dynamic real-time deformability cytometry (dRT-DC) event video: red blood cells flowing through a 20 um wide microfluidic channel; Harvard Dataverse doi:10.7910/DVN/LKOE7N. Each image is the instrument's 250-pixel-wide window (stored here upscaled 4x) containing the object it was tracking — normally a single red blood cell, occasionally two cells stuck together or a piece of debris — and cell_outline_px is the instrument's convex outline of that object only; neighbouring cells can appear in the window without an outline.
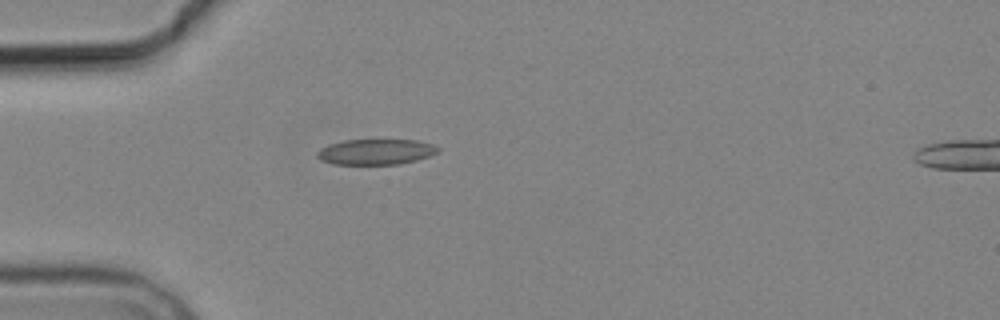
{"species": "common noctule bat (a hibernating species)", "species_latin": "Nyctalus noctula", "temperature_condition": "cold", "stored_images_in_passage": 1, "camera_frame_rate_fps": 3000, "um_per_image_px": 0.085, "animal": {"sex": "male", "body_mass_g": 19.2, "forearm_length_mm": 51.8}, "frame": {"image": 1, "passage_image": 1, "time_ms": 0.0, "image_size_px": [1000, 320], "cell_outline_px": [[440, 148], [436, 152], [428, 156], [416, 160], [400, 164], [332, 164], [320, 160], [316, 156], [316, 152], [320, 148], [328, 144], [344, 140], [416, 140], [432, 144]], "centroid_in_image_um": [31.89, 12.9], "position_along_channel_um": 53.1, "area_um2": 17.98}}